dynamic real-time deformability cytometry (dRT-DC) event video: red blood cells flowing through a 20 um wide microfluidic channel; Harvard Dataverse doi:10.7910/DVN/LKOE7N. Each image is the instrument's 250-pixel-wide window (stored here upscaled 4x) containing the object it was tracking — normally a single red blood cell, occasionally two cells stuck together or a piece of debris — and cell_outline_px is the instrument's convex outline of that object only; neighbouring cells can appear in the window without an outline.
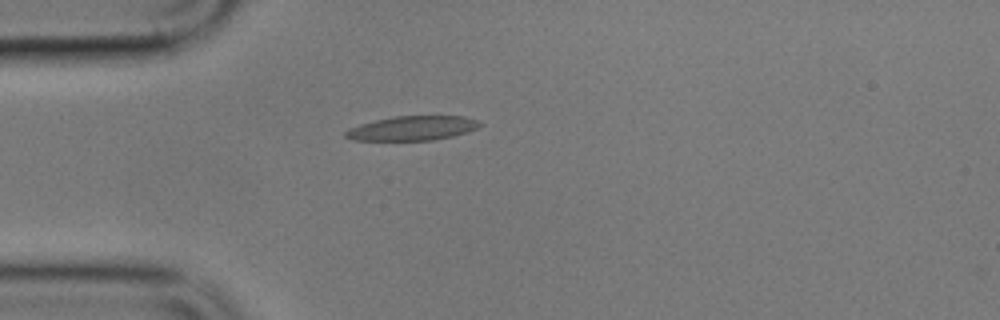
{"species": "common noctule bat (a hibernating species)", "species_latin": "Nyctalus noctula", "temperature_condition": "cold", "stored_images_in_passage": 5, "camera_frame_rate_fps": 3000, "um_per_image_px": 0.085, "animal": {"sex": "male", "body_mass_g": 17.9}, "frame": {"image": 1, "passage_image": 4, "time_ms": 4.333, "image_size_px": [1000, 320], "cell_outline_px": [[484, 124], [468, 132], [452, 136], [432, 140], [352, 140], [344, 136], [344, 132], [348, 128], [360, 124], [376, 120], [396, 116], [464, 116], [476, 120]], "centroid_in_image_um": [35.04, 10.9], "position_along_channel_um": 50.0, "area_um2": 19.02}}